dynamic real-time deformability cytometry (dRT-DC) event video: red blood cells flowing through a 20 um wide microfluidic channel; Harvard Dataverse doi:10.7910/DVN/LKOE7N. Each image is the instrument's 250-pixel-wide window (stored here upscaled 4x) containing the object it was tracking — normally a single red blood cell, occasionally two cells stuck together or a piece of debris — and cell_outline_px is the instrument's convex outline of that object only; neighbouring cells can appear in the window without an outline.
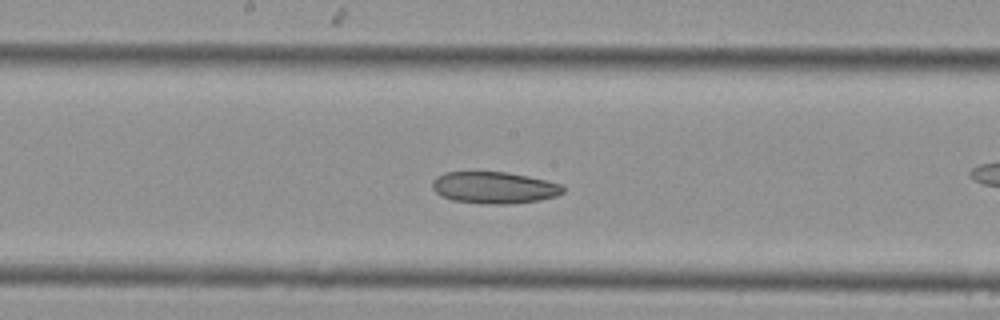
{"species": "Egyptian fruit bat (a non-hibernating species)", "species_latin": "Rousettus aegyptiacus", "temperature_condition": "cold", "stored_images_in_passage": 18, "camera_frame_rate_fps": 3000, "um_per_image_px": 0.085, "animal": {"sex": "female"}, "frame": {"image": 1, "passage_image": 7, "time_ms": 2.0, "image_size_px": [1000, 320], "cell_outline_px": [[564, 192], [556, 196], [540, 200], [512, 204], [480, 204], [452, 200], [440, 196], [432, 188], [432, 180], [436, 176], [444, 172], [504, 172], [528, 176], [560, 184], [564, 188]], "centroid_in_image_um": [41.96, 15.96], "position_along_channel_um": 206.2, "area_um2": 24.33}}
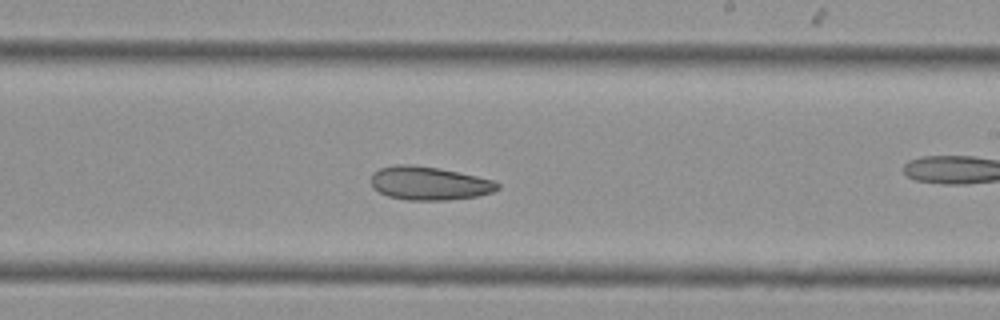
{"frame": {"image": 2, "passage_image": 9, "time_ms": 2.667, "image_size_px": [1000, 320], "cell_outline_px": [[500, 188], [496, 192], [476, 196], [448, 200], [408, 200], [388, 196], [372, 188], [372, 172], [380, 168], [396, 164], [412, 164], [436, 168], [476, 176], [492, 180], [500, 184]], "centroid_in_image_um": [36.48, 15.58], "position_along_channel_um": 252.5, "area_um2": 24.62}}